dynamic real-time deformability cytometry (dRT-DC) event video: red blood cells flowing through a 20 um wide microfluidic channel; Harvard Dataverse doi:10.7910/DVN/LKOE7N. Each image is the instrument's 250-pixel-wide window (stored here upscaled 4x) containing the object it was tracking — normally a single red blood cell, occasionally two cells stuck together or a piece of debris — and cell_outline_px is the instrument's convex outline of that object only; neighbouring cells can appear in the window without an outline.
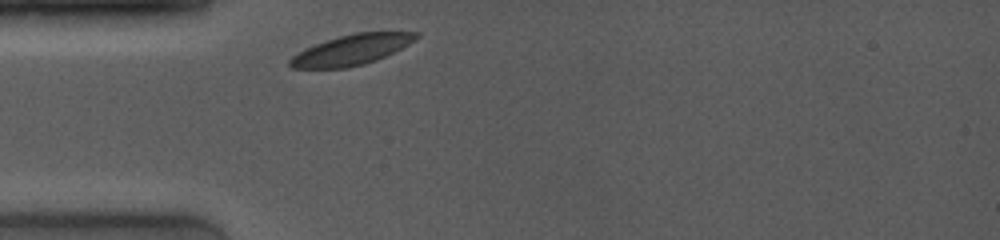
{"species": "common noctule bat (a hibernating species)", "species_latin": "Nyctalus noctula", "temperature_condition": "room temperature", "stored_images_in_passage": 1, "camera_frame_rate_fps": 4000, "um_per_image_px": 0.085, "animal": {"sex": "female", "body_mass_g": 19.0, "forearm_length_mm": 53.3}, "frame": {"image": 1, "passage_image": 1, "time_ms": 0.0, "image_size_px": [1000, 240], "cell_outline_px": [[420, 36], [416, 40], [376, 60], [364, 64], [344, 68], [292, 68], [288, 64], [288, 60], [292, 56], [316, 44], [340, 36], [356, 32], [420, 32]], "centroid_in_image_um": [29.9, 4.23], "position_along_channel_um": 55.1, "area_um2": 21.91}}